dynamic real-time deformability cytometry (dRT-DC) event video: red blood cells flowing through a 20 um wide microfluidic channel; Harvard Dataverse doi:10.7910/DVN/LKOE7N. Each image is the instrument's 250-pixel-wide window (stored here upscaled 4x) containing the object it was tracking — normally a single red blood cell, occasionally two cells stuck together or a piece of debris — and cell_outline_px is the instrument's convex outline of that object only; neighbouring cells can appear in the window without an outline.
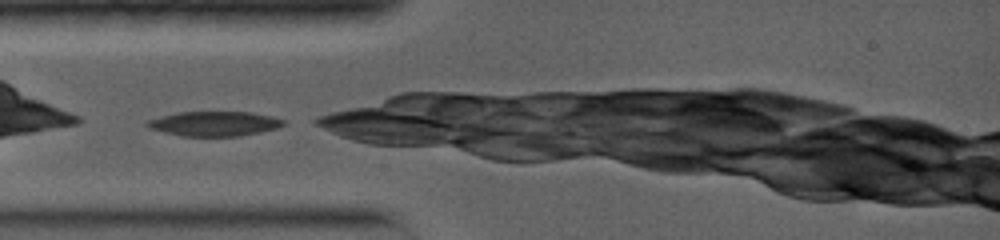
{"species": "common noctule bat (a hibernating species)", "species_latin": "Nyctalus noctula", "temperature_condition": "warm", "stored_images_in_passage": 7, "camera_frame_rate_fps": 5000, "um_per_image_px": 0.085, "animal": {"sex": "female", "body_mass_g": 19.0, "forearm_length_mm": 56.7}, "frame": {"image": 1, "passage_image": 1, "time_ms": 0.0, "image_size_px": [1000, 240], "cell_outline_px": [[288, 124], [276, 128], [260, 132], [240, 136], [180, 136], [148, 128], [144, 124], [144, 120], [176, 112], [252, 112], [272, 116], [288, 120]], "centroid_in_image_um": [18.21, 10.51], "position_along_channel_um": 66.8, "area_um2": 20.0}}
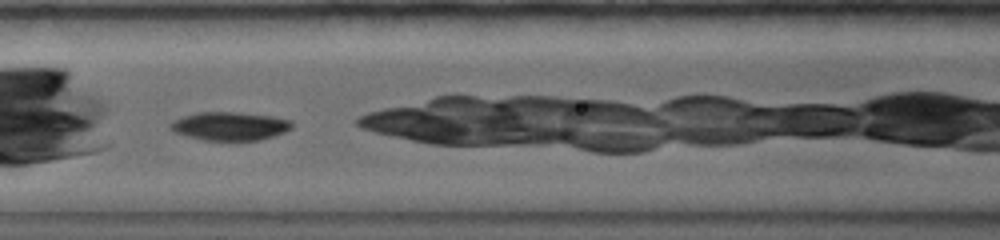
{"frame": {"image": 2, "passage_image": 5, "time_ms": 2.0, "image_size_px": [1000, 240], "cell_outline_px": [[292, 128], [276, 136], [260, 140], [236, 144], [204, 140], [188, 136], [176, 132], [168, 128], [168, 124], [172, 120], [196, 112], [240, 112], [272, 116], [292, 120]], "centroid_in_image_um": [19.55, 10.76], "position_along_channel_um": 147.0, "area_um2": 21.1}}